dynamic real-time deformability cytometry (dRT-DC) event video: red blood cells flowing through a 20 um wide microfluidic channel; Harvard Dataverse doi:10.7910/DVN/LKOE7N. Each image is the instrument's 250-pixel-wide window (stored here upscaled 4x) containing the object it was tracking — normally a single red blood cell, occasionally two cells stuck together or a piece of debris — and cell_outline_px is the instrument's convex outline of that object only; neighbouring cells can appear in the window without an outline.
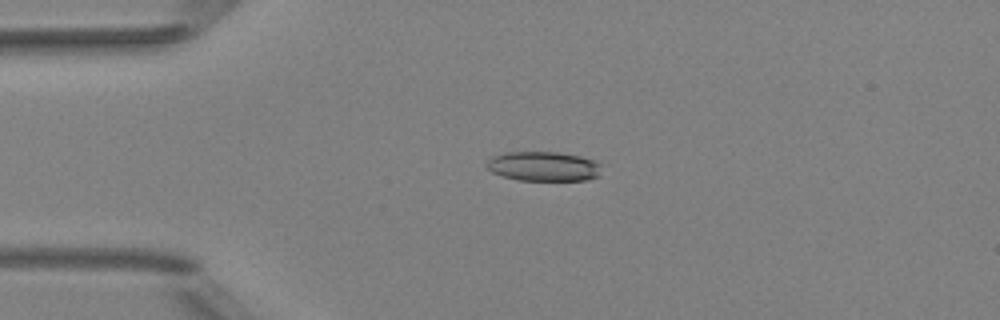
{"species": "Egyptian fruit bat (a non-hibernating species)", "species_latin": "Rousettus aegyptiacus", "temperature_condition": "room temperature", "stored_images_in_passage": 4, "camera_frame_rate_fps": 3000, "um_per_image_px": 0.085, "animal": {"sex": "female"}, "frame": {"image": 1, "passage_image": 4, "time_ms": 3.333, "image_size_px": [1000, 320], "cell_outline_px": [[600, 176], [588, 180], [520, 180], [504, 176], [492, 172], [484, 164], [492, 156], [508, 152], [556, 152], [580, 156], [592, 160], [600, 164]], "centroid_in_image_um": [46.2, 14.14], "position_along_channel_um": 38.8, "area_um2": 19.71}}